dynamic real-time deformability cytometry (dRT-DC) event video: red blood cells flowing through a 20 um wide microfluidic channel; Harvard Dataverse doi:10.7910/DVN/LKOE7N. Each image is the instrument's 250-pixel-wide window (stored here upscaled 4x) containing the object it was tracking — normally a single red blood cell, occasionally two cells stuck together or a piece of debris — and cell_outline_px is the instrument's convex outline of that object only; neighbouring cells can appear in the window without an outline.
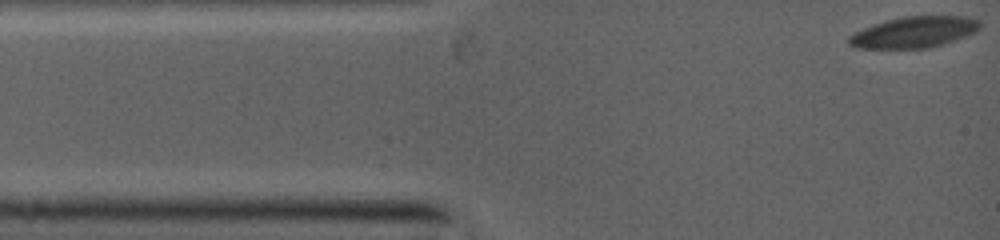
{"species": "common noctule bat (a hibernating species)", "species_latin": "Nyctalus noctula", "temperature_condition": "warm", "stored_images_in_passage": 19, "camera_frame_rate_fps": 5000, "um_per_image_px": 0.085, "animal": {"sex": "female", "body_mass_g": 19.0, "forearm_length_mm": 53.3}, "frame": {"image": 1, "passage_image": 1, "time_ms": 0.0, "image_size_px": [1000, 240], "cell_outline_px": [[980, 24], [972, 32], [964, 36], [940, 44], [924, 48], [860, 48], [848, 44], [848, 36], [864, 28], [888, 20], [908, 16], [960, 16], [980, 20]], "centroid_in_image_um": [77.64, 2.73], "position_along_channel_um": 7.4, "area_um2": 22.95}}
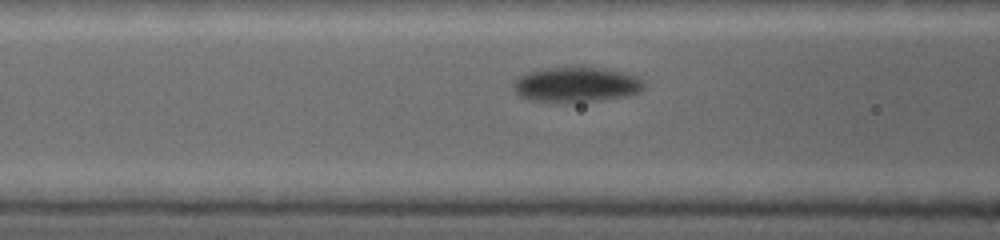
{"frame": {"image": 2, "passage_image": 10, "time_ms": 4.2, "image_size_px": [1000, 240], "cell_outline_px": [[644, 88], [640, 92], [628, 96], [588, 100], [556, 100], [520, 96], [516, 92], [516, 80], [520, 76], [528, 72], [548, 68], [592, 68], [616, 72], [632, 76], [640, 80], [644, 84]], "centroid_in_image_um": [49.03, 7.17], "position_along_channel_um": 117.6, "area_um2": 24.57}}
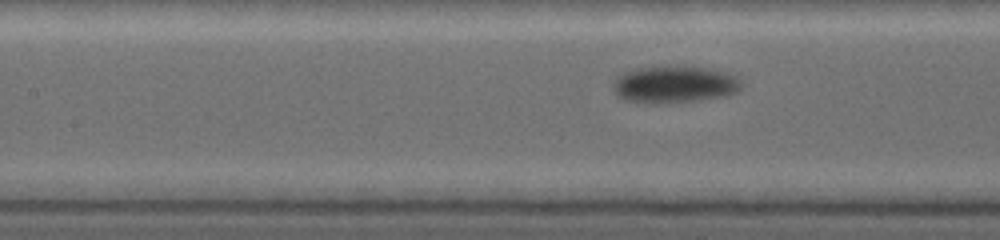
{"frame": {"image": 3, "passage_image": 15, "time_ms": 5.0, "image_size_px": [1000, 240], "cell_outline_px": [[736, 88], [732, 92], [712, 96], [676, 100], [640, 100], [620, 96], [616, 92], [616, 80], [624, 72], [636, 68], [700, 68], [724, 76], [732, 80], [736, 84]], "centroid_in_image_um": [57.12, 7.14], "position_along_channel_um": 150.3, "area_um2": 23.29}}